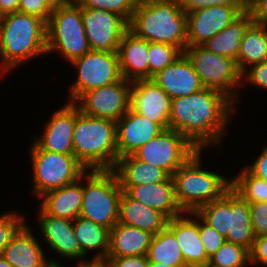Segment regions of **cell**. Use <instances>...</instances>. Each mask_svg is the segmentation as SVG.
I'll list each match as a JSON object with an SVG mask.
<instances>
[{"label": "cell", "mask_w": 267, "mask_h": 267, "mask_svg": "<svg viewBox=\"0 0 267 267\" xmlns=\"http://www.w3.org/2000/svg\"><path fill=\"white\" fill-rule=\"evenodd\" d=\"M130 81L122 78L113 84L82 94L75 103L88 116L117 122L130 108Z\"/></svg>", "instance_id": "12"}, {"label": "cell", "mask_w": 267, "mask_h": 267, "mask_svg": "<svg viewBox=\"0 0 267 267\" xmlns=\"http://www.w3.org/2000/svg\"><path fill=\"white\" fill-rule=\"evenodd\" d=\"M19 12L36 16L46 24L52 14V10L45 4L44 0H20Z\"/></svg>", "instance_id": "42"}, {"label": "cell", "mask_w": 267, "mask_h": 267, "mask_svg": "<svg viewBox=\"0 0 267 267\" xmlns=\"http://www.w3.org/2000/svg\"><path fill=\"white\" fill-rule=\"evenodd\" d=\"M86 38L93 51L117 52L129 23L120 15L81 8Z\"/></svg>", "instance_id": "13"}, {"label": "cell", "mask_w": 267, "mask_h": 267, "mask_svg": "<svg viewBox=\"0 0 267 267\" xmlns=\"http://www.w3.org/2000/svg\"><path fill=\"white\" fill-rule=\"evenodd\" d=\"M231 188L249 203L267 201V182L254 176L246 167L231 179Z\"/></svg>", "instance_id": "34"}, {"label": "cell", "mask_w": 267, "mask_h": 267, "mask_svg": "<svg viewBox=\"0 0 267 267\" xmlns=\"http://www.w3.org/2000/svg\"><path fill=\"white\" fill-rule=\"evenodd\" d=\"M71 0H44L45 4L53 11L67 5Z\"/></svg>", "instance_id": "49"}, {"label": "cell", "mask_w": 267, "mask_h": 267, "mask_svg": "<svg viewBox=\"0 0 267 267\" xmlns=\"http://www.w3.org/2000/svg\"><path fill=\"white\" fill-rule=\"evenodd\" d=\"M203 267H213V266H211V265L207 264L206 266H203Z\"/></svg>", "instance_id": "54"}, {"label": "cell", "mask_w": 267, "mask_h": 267, "mask_svg": "<svg viewBox=\"0 0 267 267\" xmlns=\"http://www.w3.org/2000/svg\"><path fill=\"white\" fill-rule=\"evenodd\" d=\"M241 13L234 7L214 6L187 14V46H202Z\"/></svg>", "instance_id": "15"}, {"label": "cell", "mask_w": 267, "mask_h": 267, "mask_svg": "<svg viewBox=\"0 0 267 267\" xmlns=\"http://www.w3.org/2000/svg\"><path fill=\"white\" fill-rule=\"evenodd\" d=\"M253 23L267 25V0H249Z\"/></svg>", "instance_id": "46"}, {"label": "cell", "mask_w": 267, "mask_h": 267, "mask_svg": "<svg viewBox=\"0 0 267 267\" xmlns=\"http://www.w3.org/2000/svg\"><path fill=\"white\" fill-rule=\"evenodd\" d=\"M250 70L242 74L243 81L248 80L249 83L258 88L267 90V60L262 63L253 65L249 68Z\"/></svg>", "instance_id": "43"}, {"label": "cell", "mask_w": 267, "mask_h": 267, "mask_svg": "<svg viewBox=\"0 0 267 267\" xmlns=\"http://www.w3.org/2000/svg\"><path fill=\"white\" fill-rule=\"evenodd\" d=\"M235 103L220 91L203 88L172 99L169 129L179 131L198 150L220 143Z\"/></svg>", "instance_id": "1"}, {"label": "cell", "mask_w": 267, "mask_h": 267, "mask_svg": "<svg viewBox=\"0 0 267 267\" xmlns=\"http://www.w3.org/2000/svg\"><path fill=\"white\" fill-rule=\"evenodd\" d=\"M183 53L199 75L203 87L220 91L236 101L237 88L243 82L236 60L207 51L202 46H187Z\"/></svg>", "instance_id": "9"}, {"label": "cell", "mask_w": 267, "mask_h": 267, "mask_svg": "<svg viewBox=\"0 0 267 267\" xmlns=\"http://www.w3.org/2000/svg\"><path fill=\"white\" fill-rule=\"evenodd\" d=\"M183 52L174 45L149 42V79L177 60Z\"/></svg>", "instance_id": "36"}, {"label": "cell", "mask_w": 267, "mask_h": 267, "mask_svg": "<svg viewBox=\"0 0 267 267\" xmlns=\"http://www.w3.org/2000/svg\"><path fill=\"white\" fill-rule=\"evenodd\" d=\"M147 256L107 257V267H148Z\"/></svg>", "instance_id": "44"}, {"label": "cell", "mask_w": 267, "mask_h": 267, "mask_svg": "<svg viewBox=\"0 0 267 267\" xmlns=\"http://www.w3.org/2000/svg\"><path fill=\"white\" fill-rule=\"evenodd\" d=\"M128 30L152 43L187 47V14L176 0H139Z\"/></svg>", "instance_id": "2"}, {"label": "cell", "mask_w": 267, "mask_h": 267, "mask_svg": "<svg viewBox=\"0 0 267 267\" xmlns=\"http://www.w3.org/2000/svg\"><path fill=\"white\" fill-rule=\"evenodd\" d=\"M267 60V25L252 23L240 43L236 63L243 74L247 66Z\"/></svg>", "instance_id": "31"}, {"label": "cell", "mask_w": 267, "mask_h": 267, "mask_svg": "<svg viewBox=\"0 0 267 267\" xmlns=\"http://www.w3.org/2000/svg\"><path fill=\"white\" fill-rule=\"evenodd\" d=\"M196 213L226 238L231 228V188L219 199L201 206Z\"/></svg>", "instance_id": "33"}, {"label": "cell", "mask_w": 267, "mask_h": 267, "mask_svg": "<svg viewBox=\"0 0 267 267\" xmlns=\"http://www.w3.org/2000/svg\"><path fill=\"white\" fill-rule=\"evenodd\" d=\"M165 130L160 124L140 115L131 108L116 122L118 158L132 155L152 138Z\"/></svg>", "instance_id": "16"}, {"label": "cell", "mask_w": 267, "mask_h": 267, "mask_svg": "<svg viewBox=\"0 0 267 267\" xmlns=\"http://www.w3.org/2000/svg\"><path fill=\"white\" fill-rule=\"evenodd\" d=\"M120 187L131 198L160 211L168 219L181 216V213H184L175 198L172 176L160 183Z\"/></svg>", "instance_id": "23"}, {"label": "cell", "mask_w": 267, "mask_h": 267, "mask_svg": "<svg viewBox=\"0 0 267 267\" xmlns=\"http://www.w3.org/2000/svg\"><path fill=\"white\" fill-rule=\"evenodd\" d=\"M39 227L48 246L65 258L81 259L86 257L80 249L75 236L73 221L46 214L39 207Z\"/></svg>", "instance_id": "21"}, {"label": "cell", "mask_w": 267, "mask_h": 267, "mask_svg": "<svg viewBox=\"0 0 267 267\" xmlns=\"http://www.w3.org/2000/svg\"><path fill=\"white\" fill-rule=\"evenodd\" d=\"M12 213L0 215V256L3 255L5 247L13 235L25 223L23 216Z\"/></svg>", "instance_id": "39"}, {"label": "cell", "mask_w": 267, "mask_h": 267, "mask_svg": "<svg viewBox=\"0 0 267 267\" xmlns=\"http://www.w3.org/2000/svg\"><path fill=\"white\" fill-rule=\"evenodd\" d=\"M148 267H171V266L166 265L164 263H155V262L148 261Z\"/></svg>", "instance_id": "52"}, {"label": "cell", "mask_w": 267, "mask_h": 267, "mask_svg": "<svg viewBox=\"0 0 267 267\" xmlns=\"http://www.w3.org/2000/svg\"><path fill=\"white\" fill-rule=\"evenodd\" d=\"M181 4L186 14L214 6L234 7L241 14L249 11V0H183Z\"/></svg>", "instance_id": "38"}, {"label": "cell", "mask_w": 267, "mask_h": 267, "mask_svg": "<svg viewBox=\"0 0 267 267\" xmlns=\"http://www.w3.org/2000/svg\"><path fill=\"white\" fill-rule=\"evenodd\" d=\"M255 237L267 235V201L249 203Z\"/></svg>", "instance_id": "41"}, {"label": "cell", "mask_w": 267, "mask_h": 267, "mask_svg": "<svg viewBox=\"0 0 267 267\" xmlns=\"http://www.w3.org/2000/svg\"><path fill=\"white\" fill-rule=\"evenodd\" d=\"M90 50L81 6L71 0L67 5L53 10L47 23V54L58 51L72 62Z\"/></svg>", "instance_id": "7"}, {"label": "cell", "mask_w": 267, "mask_h": 267, "mask_svg": "<svg viewBox=\"0 0 267 267\" xmlns=\"http://www.w3.org/2000/svg\"><path fill=\"white\" fill-rule=\"evenodd\" d=\"M81 8L100 9L122 16L128 23L139 0H75Z\"/></svg>", "instance_id": "37"}, {"label": "cell", "mask_w": 267, "mask_h": 267, "mask_svg": "<svg viewBox=\"0 0 267 267\" xmlns=\"http://www.w3.org/2000/svg\"><path fill=\"white\" fill-rule=\"evenodd\" d=\"M76 122V103L68 102L47 121L43 136L35 142L41 149L61 154H73V131Z\"/></svg>", "instance_id": "17"}, {"label": "cell", "mask_w": 267, "mask_h": 267, "mask_svg": "<svg viewBox=\"0 0 267 267\" xmlns=\"http://www.w3.org/2000/svg\"><path fill=\"white\" fill-rule=\"evenodd\" d=\"M3 13L0 11V23H1V21L3 20Z\"/></svg>", "instance_id": "53"}, {"label": "cell", "mask_w": 267, "mask_h": 267, "mask_svg": "<svg viewBox=\"0 0 267 267\" xmlns=\"http://www.w3.org/2000/svg\"><path fill=\"white\" fill-rule=\"evenodd\" d=\"M73 154L87 170H112L118 160L116 122L88 116L76 104Z\"/></svg>", "instance_id": "4"}, {"label": "cell", "mask_w": 267, "mask_h": 267, "mask_svg": "<svg viewBox=\"0 0 267 267\" xmlns=\"http://www.w3.org/2000/svg\"><path fill=\"white\" fill-rule=\"evenodd\" d=\"M199 235L205 248L207 257L210 258L226 241L213 227L208 225L198 214Z\"/></svg>", "instance_id": "40"}, {"label": "cell", "mask_w": 267, "mask_h": 267, "mask_svg": "<svg viewBox=\"0 0 267 267\" xmlns=\"http://www.w3.org/2000/svg\"><path fill=\"white\" fill-rule=\"evenodd\" d=\"M255 263L267 266V235L255 237L250 251V265Z\"/></svg>", "instance_id": "45"}, {"label": "cell", "mask_w": 267, "mask_h": 267, "mask_svg": "<svg viewBox=\"0 0 267 267\" xmlns=\"http://www.w3.org/2000/svg\"><path fill=\"white\" fill-rule=\"evenodd\" d=\"M227 242L238 244L251 251L255 235L252 230L250 205L231 188V228Z\"/></svg>", "instance_id": "30"}, {"label": "cell", "mask_w": 267, "mask_h": 267, "mask_svg": "<svg viewBox=\"0 0 267 267\" xmlns=\"http://www.w3.org/2000/svg\"><path fill=\"white\" fill-rule=\"evenodd\" d=\"M152 80L172 99L188 96L204 88L199 75L184 53L154 75Z\"/></svg>", "instance_id": "20"}, {"label": "cell", "mask_w": 267, "mask_h": 267, "mask_svg": "<svg viewBox=\"0 0 267 267\" xmlns=\"http://www.w3.org/2000/svg\"><path fill=\"white\" fill-rule=\"evenodd\" d=\"M168 220L160 211L134 200L125 191L122 192L119 202V223L156 235L167 227Z\"/></svg>", "instance_id": "24"}, {"label": "cell", "mask_w": 267, "mask_h": 267, "mask_svg": "<svg viewBox=\"0 0 267 267\" xmlns=\"http://www.w3.org/2000/svg\"><path fill=\"white\" fill-rule=\"evenodd\" d=\"M172 98L152 79H141L131 83L130 108L169 129V114Z\"/></svg>", "instance_id": "14"}, {"label": "cell", "mask_w": 267, "mask_h": 267, "mask_svg": "<svg viewBox=\"0 0 267 267\" xmlns=\"http://www.w3.org/2000/svg\"><path fill=\"white\" fill-rule=\"evenodd\" d=\"M112 170L117 175L120 186L160 183L170 177L165 170L140 161L133 155L118 158Z\"/></svg>", "instance_id": "27"}, {"label": "cell", "mask_w": 267, "mask_h": 267, "mask_svg": "<svg viewBox=\"0 0 267 267\" xmlns=\"http://www.w3.org/2000/svg\"><path fill=\"white\" fill-rule=\"evenodd\" d=\"M83 175L77 181L42 195L40 208L48 215L76 219L81 212L83 185H79Z\"/></svg>", "instance_id": "26"}, {"label": "cell", "mask_w": 267, "mask_h": 267, "mask_svg": "<svg viewBox=\"0 0 267 267\" xmlns=\"http://www.w3.org/2000/svg\"><path fill=\"white\" fill-rule=\"evenodd\" d=\"M20 0H0V11L3 15L19 11Z\"/></svg>", "instance_id": "48"}, {"label": "cell", "mask_w": 267, "mask_h": 267, "mask_svg": "<svg viewBox=\"0 0 267 267\" xmlns=\"http://www.w3.org/2000/svg\"><path fill=\"white\" fill-rule=\"evenodd\" d=\"M149 41L127 31L118 48L119 68L122 78L134 82L149 79Z\"/></svg>", "instance_id": "22"}, {"label": "cell", "mask_w": 267, "mask_h": 267, "mask_svg": "<svg viewBox=\"0 0 267 267\" xmlns=\"http://www.w3.org/2000/svg\"><path fill=\"white\" fill-rule=\"evenodd\" d=\"M200 162L201 150H198L172 175L175 198L184 213L196 212L201 206L222 197L231 188V179L202 169Z\"/></svg>", "instance_id": "5"}, {"label": "cell", "mask_w": 267, "mask_h": 267, "mask_svg": "<svg viewBox=\"0 0 267 267\" xmlns=\"http://www.w3.org/2000/svg\"><path fill=\"white\" fill-rule=\"evenodd\" d=\"M198 149L179 131L165 129L132 155L165 170L170 176L184 165Z\"/></svg>", "instance_id": "10"}, {"label": "cell", "mask_w": 267, "mask_h": 267, "mask_svg": "<svg viewBox=\"0 0 267 267\" xmlns=\"http://www.w3.org/2000/svg\"><path fill=\"white\" fill-rule=\"evenodd\" d=\"M0 267H13L4 257L0 256Z\"/></svg>", "instance_id": "51"}, {"label": "cell", "mask_w": 267, "mask_h": 267, "mask_svg": "<svg viewBox=\"0 0 267 267\" xmlns=\"http://www.w3.org/2000/svg\"><path fill=\"white\" fill-rule=\"evenodd\" d=\"M3 257L13 267H63L57 260H49L36 237L24 223L5 247Z\"/></svg>", "instance_id": "18"}, {"label": "cell", "mask_w": 267, "mask_h": 267, "mask_svg": "<svg viewBox=\"0 0 267 267\" xmlns=\"http://www.w3.org/2000/svg\"><path fill=\"white\" fill-rule=\"evenodd\" d=\"M81 217L111 230L119 219V202L123 190L113 170H91L83 174Z\"/></svg>", "instance_id": "6"}, {"label": "cell", "mask_w": 267, "mask_h": 267, "mask_svg": "<svg viewBox=\"0 0 267 267\" xmlns=\"http://www.w3.org/2000/svg\"><path fill=\"white\" fill-rule=\"evenodd\" d=\"M30 150L34 195L71 184L87 171L74 154H61L41 149L35 142Z\"/></svg>", "instance_id": "8"}, {"label": "cell", "mask_w": 267, "mask_h": 267, "mask_svg": "<svg viewBox=\"0 0 267 267\" xmlns=\"http://www.w3.org/2000/svg\"><path fill=\"white\" fill-rule=\"evenodd\" d=\"M78 267H107L104 263H92V261L87 260H80L78 261Z\"/></svg>", "instance_id": "50"}, {"label": "cell", "mask_w": 267, "mask_h": 267, "mask_svg": "<svg viewBox=\"0 0 267 267\" xmlns=\"http://www.w3.org/2000/svg\"><path fill=\"white\" fill-rule=\"evenodd\" d=\"M47 54V24L22 12L8 13L0 23V57L4 71Z\"/></svg>", "instance_id": "3"}, {"label": "cell", "mask_w": 267, "mask_h": 267, "mask_svg": "<svg viewBox=\"0 0 267 267\" xmlns=\"http://www.w3.org/2000/svg\"><path fill=\"white\" fill-rule=\"evenodd\" d=\"M254 176L267 182V146H265L260 155L255 159L252 165L246 167Z\"/></svg>", "instance_id": "47"}, {"label": "cell", "mask_w": 267, "mask_h": 267, "mask_svg": "<svg viewBox=\"0 0 267 267\" xmlns=\"http://www.w3.org/2000/svg\"><path fill=\"white\" fill-rule=\"evenodd\" d=\"M152 238L148 231L118 222L110 230L107 257L147 256Z\"/></svg>", "instance_id": "25"}, {"label": "cell", "mask_w": 267, "mask_h": 267, "mask_svg": "<svg viewBox=\"0 0 267 267\" xmlns=\"http://www.w3.org/2000/svg\"><path fill=\"white\" fill-rule=\"evenodd\" d=\"M252 23L251 13L249 11L242 13L229 26L206 41L202 47L207 51L236 60L244 33Z\"/></svg>", "instance_id": "29"}, {"label": "cell", "mask_w": 267, "mask_h": 267, "mask_svg": "<svg viewBox=\"0 0 267 267\" xmlns=\"http://www.w3.org/2000/svg\"><path fill=\"white\" fill-rule=\"evenodd\" d=\"M190 214L196 217H184ZM167 228L175 235L186 267H203L209 263L205 248L199 235V222L196 212L182 213L168 220Z\"/></svg>", "instance_id": "19"}, {"label": "cell", "mask_w": 267, "mask_h": 267, "mask_svg": "<svg viewBox=\"0 0 267 267\" xmlns=\"http://www.w3.org/2000/svg\"><path fill=\"white\" fill-rule=\"evenodd\" d=\"M73 229L81 252L86 256L90 250H99L91 261L103 263L109 252L110 230L81 216L73 220Z\"/></svg>", "instance_id": "28"}, {"label": "cell", "mask_w": 267, "mask_h": 267, "mask_svg": "<svg viewBox=\"0 0 267 267\" xmlns=\"http://www.w3.org/2000/svg\"><path fill=\"white\" fill-rule=\"evenodd\" d=\"M147 259L149 262L164 263L171 267H186L177 239L167 227L153 235Z\"/></svg>", "instance_id": "32"}, {"label": "cell", "mask_w": 267, "mask_h": 267, "mask_svg": "<svg viewBox=\"0 0 267 267\" xmlns=\"http://www.w3.org/2000/svg\"><path fill=\"white\" fill-rule=\"evenodd\" d=\"M250 263V252L241 245L225 243L209 258L213 267H246Z\"/></svg>", "instance_id": "35"}, {"label": "cell", "mask_w": 267, "mask_h": 267, "mask_svg": "<svg viewBox=\"0 0 267 267\" xmlns=\"http://www.w3.org/2000/svg\"><path fill=\"white\" fill-rule=\"evenodd\" d=\"M78 69L77 80L71 87L69 100L75 102L87 91L118 82L122 79L117 52L90 50L70 62Z\"/></svg>", "instance_id": "11"}]
</instances>
